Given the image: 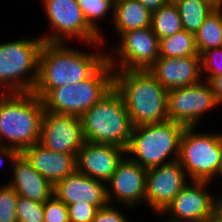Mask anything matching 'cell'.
Listing matches in <instances>:
<instances>
[{"label":"cell","mask_w":222,"mask_h":222,"mask_svg":"<svg viewBox=\"0 0 222 222\" xmlns=\"http://www.w3.org/2000/svg\"><path fill=\"white\" fill-rule=\"evenodd\" d=\"M67 44L43 43L38 78L32 91L41 99L54 88L86 80L107 60L106 52L85 53Z\"/></svg>","instance_id":"6da1fadb"},{"label":"cell","mask_w":222,"mask_h":222,"mask_svg":"<svg viewBox=\"0 0 222 222\" xmlns=\"http://www.w3.org/2000/svg\"><path fill=\"white\" fill-rule=\"evenodd\" d=\"M114 87L124 101L133 127L168 120L167 90L148 70L114 71Z\"/></svg>","instance_id":"7a4b0ae2"},{"label":"cell","mask_w":222,"mask_h":222,"mask_svg":"<svg viewBox=\"0 0 222 222\" xmlns=\"http://www.w3.org/2000/svg\"><path fill=\"white\" fill-rule=\"evenodd\" d=\"M44 110L42 99L33 92L1 93L0 142L6 140L19 153L38 143Z\"/></svg>","instance_id":"3957f363"},{"label":"cell","mask_w":222,"mask_h":222,"mask_svg":"<svg viewBox=\"0 0 222 222\" xmlns=\"http://www.w3.org/2000/svg\"><path fill=\"white\" fill-rule=\"evenodd\" d=\"M185 128L171 120L133 127L125 155L145 169L177 161Z\"/></svg>","instance_id":"277c9868"},{"label":"cell","mask_w":222,"mask_h":222,"mask_svg":"<svg viewBox=\"0 0 222 222\" xmlns=\"http://www.w3.org/2000/svg\"><path fill=\"white\" fill-rule=\"evenodd\" d=\"M80 118L84 141L127 148L133 126L115 87Z\"/></svg>","instance_id":"5b68a950"},{"label":"cell","mask_w":222,"mask_h":222,"mask_svg":"<svg viewBox=\"0 0 222 222\" xmlns=\"http://www.w3.org/2000/svg\"><path fill=\"white\" fill-rule=\"evenodd\" d=\"M114 87V70L106 60L89 78L52 89L43 99L44 109L81 117Z\"/></svg>","instance_id":"8992f818"},{"label":"cell","mask_w":222,"mask_h":222,"mask_svg":"<svg viewBox=\"0 0 222 222\" xmlns=\"http://www.w3.org/2000/svg\"><path fill=\"white\" fill-rule=\"evenodd\" d=\"M41 37L0 43V91L32 92L37 78Z\"/></svg>","instance_id":"52a82bcc"},{"label":"cell","mask_w":222,"mask_h":222,"mask_svg":"<svg viewBox=\"0 0 222 222\" xmlns=\"http://www.w3.org/2000/svg\"><path fill=\"white\" fill-rule=\"evenodd\" d=\"M196 127H186L180 141L178 161L188 178L196 181L215 179L222 153V133L197 132Z\"/></svg>","instance_id":"ba28073f"},{"label":"cell","mask_w":222,"mask_h":222,"mask_svg":"<svg viewBox=\"0 0 222 222\" xmlns=\"http://www.w3.org/2000/svg\"><path fill=\"white\" fill-rule=\"evenodd\" d=\"M40 1L43 2L46 18L53 30L46 36H40L43 42L67 43L75 38L91 47L103 45L101 36L88 24L76 0Z\"/></svg>","instance_id":"9c48e42d"},{"label":"cell","mask_w":222,"mask_h":222,"mask_svg":"<svg viewBox=\"0 0 222 222\" xmlns=\"http://www.w3.org/2000/svg\"><path fill=\"white\" fill-rule=\"evenodd\" d=\"M118 43L112 46L117 57H113V51L107 54L114 71L148 70L159 58V38L151 27L124 32Z\"/></svg>","instance_id":"30bf717a"},{"label":"cell","mask_w":222,"mask_h":222,"mask_svg":"<svg viewBox=\"0 0 222 222\" xmlns=\"http://www.w3.org/2000/svg\"><path fill=\"white\" fill-rule=\"evenodd\" d=\"M218 108L214 94L206 80L167 91L168 120L185 127H196L207 112Z\"/></svg>","instance_id":"8fae6325"},{"label":"cell","mask_w":222,"mask_h":222,"mask_svg":"<svg viewBox=\"0 0 222 222\" xmlns=\"http://www.w3.org/2000/svg\"><path fill=\"white\" fill-rule=\"evenodd\" d=\"M209 184L210 181L191 180L159 215H168L165 221L173 222H204L213 217L218 197L206 190Z\"/></svg>","instance_id":"7c38bea8"},{"label":"cell","mask_w":222,"mask_h":222,"mask_svg":"<svg viewBox=\"0 0 222 222\" xmlns=\"http://www.w3.org/2000/svg\"><path fill=\"white\" fill-rule=\"evenodd\" d=\"M188 176L180 162L174 161L147 169L145 203L153 212L160 214L189 184Z\"/></svg>","instance_id":"4fadbf2b"},{"label":"cell","mask_w":222,"mask_h":222,"mask_svg":"<svg viewBox=\"0 0 222 222\" xmlns=\"http://www.w3.org/2000/svg\"><path fill=\"white\" fill-rule=\"evenodd\" d=\"M39 143L50 151L77 157L84 143L81 118L44 110Z\"/></svg>","instance_id":"5bb4252c"},{"label":"cell","mask_w":222,"mask_h":222,"mask_svg":"<svg viewBox=\"0 0 222 222\" xmlns=\"http://www.w3.org/2000/svg\"><path fill=\"white\" fill-rule=\"evenodd\" d=\"M146 172L147 169L125 155L107 182L109 204L115 200L130 209L145 202Z\"/></svg>","instance_id":"9a60e30c"},{"label":"cell","mask_w":222,"mask_h":222,"mask_svg":"<svg viewBox=\"0 0 222 222\" xmlns=\"http://www.w3.org/2000/svg\"><path fill=\"white\" fill-rule=\"evenodd\" d=\"M124 154L122 147L84 141L76 157L77 171L107 183Z\"/></svg>","instance_id":"2e32d148"},{"label":"cell","mask_w":222,"mask_h":222,"mask_svg":"<svg viewBox=\"0 0 222 222\" xmlns=\"http://www.w3.org/2000/svg\"><path fill=\"white\" fill-rule=\"evenodd\" d=\"M53 195L66 205L81 201L100 209L109 204L107 183L87 177L77 170L54 185Z\"/></svg>","instance_id":"e0dca14e"},{"label":"cell","mask_w":222,"mask_h":222,"mask_svg":"<svg viewBox=\"0 0 222 222\" xmlns=\"http://www.w3.org/2000/svg\"><path fill=\"white\" fill-rule=\"evenodd\" d=\"M148 71L167 91L194 85L202 80L201 56L159 57Z\"/></svg>","instance_id":"ac0fdd59"},{"label":"cell","mask_w":222,"mask_h":222,"mask_svg":"<svg viewBox=\"0 0 222 222\" xmlns=\"http://www.w3.org/2000/svg\"><path fill=\"white\" fill-rule=\"evenodd\" d=\"M11 167L12 181L8 184L18 196L39 203H45L53 196L54 186L32 167L22 153L16 155Z\"/></svg>","instance_id":"d6986e66"},{"label":"cell","mask_w":222,"mask_h":222,"mask_svg":"<svg viewBox=\"0 0 222 222\" xmlns=\"http://www.w3.org/2000/svg\"><path fill=\"white\" fill-rule=\"evenodd\" d=\"M21 153L53 186L77 170L74 154L50 151L39 142L25 148Z\"/></svg>","instance_id":"ffe728a7"},{"label":"cell","mask_w":222,"mask_h":222,"mask_svg":"<svg viewBox=\"0 0 222 222\" xmlns=\"http://www.w3.org/2000/svg\"><path fill=\"white\" fill-rule=\"evenodd\" d=\"M152 13L138 0H121L114 3L112 24L118 37L130 30L151 27Z\"/></svg>","instance_id":"44dd1931"},{"label":"cell","mask_w":222,"mask_h":222,"mask_svg":"<svg viewBox=\"0 0 222 222\" xmlns=\"http://www.w3.org/2000/svg\"><path fill=\"white\" fill-rule=\"evenodd\" d=\"M198 54L208 49L222 47V8L216 7L194 33Z\"/></svg>","instance_id":"7402d4cb"},{"label":"cell","mask_w":222,"mask_h":222,"mask_svg":"<svg viewBox=\"0 0 222 222\" xmlns=\"http://www.w3.org/2000/svg\"><path fill=\"white\" fill-rule=\"evenodd\" d=\"M183 29L195 33L204 19L216 8L208 0H176Z\"/></svg>","instance_id":"603a6c76"},{"label":"cell","mask_w":222,"mask_h":222,"mask_svg":"<svg viewBox=\"0 0 222 222\" xmlns=\"http://www.w3.org/2000/svg\"><path fill=\"white\" fill-rule=\"evenodd\" d=\"M200 56L194 34L183 29L172 36L159 39V57L180 58Z\"/></svg>","instance_id":"cb8c5ba5"},{"label":"cell","mask_w":222,"mask_h":222,"mask_svg":"<svg viewBox=\"0 0 222 222\" xmlns=\"http://www.w3.org/2000/svg\"><path fill=\"white\" fill-rule=\"evenodd\" d=\"M151 28L159 39L183 30L179 11L174 2H168L152 13Z\"/></svg>","instance_id":"d4e9b609"},{"label":"cell","mask_w":222,"mask_h":222,"mask_svg":"<svg viewBox=\"0 0 222 222\" xmlns=\"http://www.w3.org/2000/svg\"><path fill=\"white\" fill-rule=\"evenodd\" d=\"M83 11L84 17L88 24L101 36V43L105 41L103 38V33L101 32V27L99 28L98 20H104L105 16L111 13L112 22L114 3L111 0H76ZM98 23H97V22Z\"/></svg>","instance_id":"484cf974"},{"label":"cell","mask_w":222,"mask_h":222,"mask_svg":"<svg viewBox=\"0 0 222 222\" xmlns=\"http://www.w3.org/2000/svg\"><path fill=\"white\" fill-rule=\"evenodd\" d=\"M18 194L7 183L0 185V222H17Z\"/></svg>","instance_id":"4316f807"},{"label":"cell","mask_w":222,"mask_h":222,"mask_svg":"<svg viewBox=\"0 0 222 222\" xmlns=\"http://www.w3.org/2000/svg\"><path fill=\"white\" fill-rule=\"evenodd\" d=\"M17 222H44V203L18 196Z\"/></svg>","instance_id":"83f0119b"},{"label":"cell","mask_w":222,"mask_h":222,"mask_svg":"<svg viewBox=\"0 0 222 222\" xmlns=\"http://www.w3.org/2000/svg\"><path fill=\"white\" fill-rule=\"evenodd\" d=\"M201 75H222V47L208 49L201 55Z\"/></svg>","instance_id":"f1b7e54d"},{"label":"cell","mask_w":222,"mask_h":222,"mask_svg":"<svg viewBox=\"0 0 222 222\" xmlns=\"http://www.w3.org/2000/svg\"><path fill=\"white\" fill-rule=\"evenodd\" d=\"M44 222H69L67 205L54 195L44 203Z\"/></svg>","instance_id":"f546056e"},{"label":"cell","mask_w":222,"mask_h":222,"mask_svg":"<svg viewBox=\"0 0 222 222\" xmlns=\"http://www.w3.org/2000/svg\"><path fill=\"white\" fill-rule=\"evenodd\" d=\"M69 222H93L98 208L86 202L67 205Z\"/></svg>","instance_id":"4dcf8cb0"},{"label":"cell","mask_w":222,"mask_h":222,"mask_svg":"<svg viewBox=\"0 0 222 222\" xmlns=\"http://www.w3.org/2000/svg\"><path fill=\"white\" fill-rule=\"evenodd\" d=\"M113 206L111 203L98 209L93 222H130L119 208Z\"/></svg>","instance_id":"1f68e13d"},{"label":"cell","mask_w":222,"mask_h":222,"mask_svg":"<svg viewBox=\"0 0 222 222\" xmlns=\"http://www.w3.org/2000/svg\"><path fill=\"white\" fill-rule=\"evenodd\" d=\"M206 80L214 94L216 103L222 105V75L220 76H202Z\"/></svg>","instance_id":"d6a6232c"},{"label":"cell","mask_w":222,"mask_h":222,"mask_svg":"<svg viewBox=\"0 0 222 222\" xmlns=\"http://www.w3.org/2000/svg\"><path fill=\"white\" fill-rule=\"evenodd\" d=\"M19 152L11 148L9 145H6L0 142V166L4 163V159L6 158L10 164H12L13 159Z\"/></svg>","instance_id":"836d02e7"},{"label":"cell","mask_w":222,"mask_h":222,"mask_svg":"<svg viewBox=\"0 0 222 222\" xmlns=\"http://www.w3.org/2000/svg\"><path fill=\"white\" fill-rule=\"evenodd\" d=\"M138 1L151 13L159 10L166 3H168L167 0H138Z\"/></svg>","instance_id":"e575fe53"},{"label":"cell","mask_w":222,"mask_h":222,"mask_svg":"<svg viewBox=\"0 0 222 222\" xmlns=\"http://www.w3.org/2000/svg\"><path fill=\"white\" fill-rule=\"evenodd\" d=\"M216 214L222 220V200L218 197L217 205H216Z\"/></svg>","instance_id":"d590c367"},{"label":"cell","mask_w":222,"mask_h":222,"mask_svg":"<svg viewBox=\"0 0 222 222\" xmlns=\"http://www.w3.org/2000/svg\"><path fill=\"white\" fill-rule=\"evenodd\" d=\"M204 222H222V220L217 214H215L213 217L208 218Z\"/></svg>","instance_id":"8d00e7d4"},{"label":"cell","mask_w":222,"mask_h":222,"mask_svg":"<svg viewBox=\"0 0 222 222\" xmlns=\"http://www.w3.org/2000/svg\"><path fill=\"white\" fill-rule=\"evenodd\" d=\"M219 178L221 177L222 179V153H221V160H220V165H219V168H218V171H217V175H216V178Z\"/></svg>","instance_id":"74e56055"},{"label":"cell","mask_w":222,"mask_h":222,"mask_svg":"<svg viewBox=\"0 0 222 222\" xmlns=\"http://www.w3.org/2000/svg\"><path fill=\"white\" fill-rule=\"evenodd\" d=\"M210 3H212L214 6L221 8V0H208Z\"/></svg>","instance_id":"f35d334b"},{"label":"cell","mask_w":222,"mask_h":222,"mask_svg":"<svg viewBox=\"0 0 222 222\" xmlns=\"http://www.w3.org/2000/svg\"><path fill=\"white\" fill-rule=\"evenodd\" d=\"M221 190H222V187H221ZM221 192H220L221 195L219 196V194H218L217 196L222 200V193Z\"/></svg>","instance_id":"ab89813d"},{"label":"cell","mask_w":222,"mask_h":222,"mask_svg":"<svg viewBox=\"0 0 222 222\" xmlns=\"http://www.w3.org/2000/svg\"><path fill=\"white\" fill-rule=\"evenodd\" d=\"M113 3H116V2H118V1H121V0H111Z\"/></svg>","instance_id":"60d3db41"},{"label":"cell","mask_w":222,"mask_h":222,"mask_svg":"<svg viewBox=\"0 0 222 222\" xmlns=\"http://www.w3.org/2000/svg\"><path fill=\"white\" fill-rule=\"evenodd\" d=\"M168 2H175L176 0H167Z\"/></svg>","instance_id":"b9f144b4"}]
</instances>
